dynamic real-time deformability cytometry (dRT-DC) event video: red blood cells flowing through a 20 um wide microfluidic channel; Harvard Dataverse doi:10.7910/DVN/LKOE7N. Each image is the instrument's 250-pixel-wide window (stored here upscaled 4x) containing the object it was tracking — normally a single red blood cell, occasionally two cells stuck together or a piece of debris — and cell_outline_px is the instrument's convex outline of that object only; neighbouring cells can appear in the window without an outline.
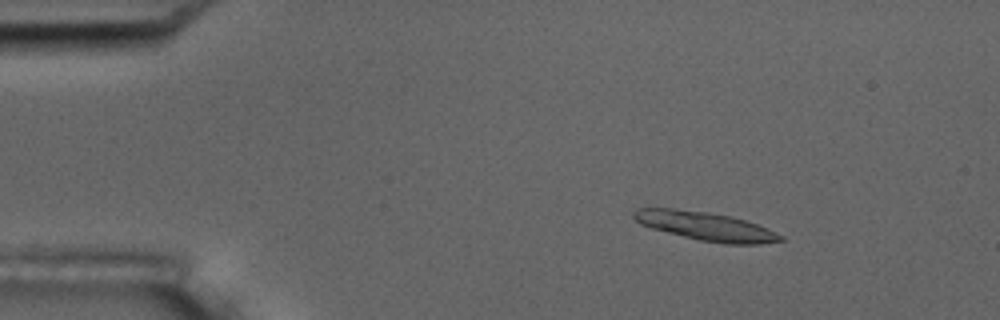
{"species": "common noctule bat (a hibernating species)", "species_latin": "Nyctalus noctula", "temperature_condition": "room temperature", "stored_images_in_passage": 5, "camera_frame_rate_fps": 3000, "um_per_image_px": 0.085, "animal": {"sex": "male", "body_mass_g": 17.5, "forearm_length_mm": 52.3}, "frame": {"image": 1, "passage_image": 3, "time_ms": 2.0, "image_size_px": [1000, 320], "cell_outline_px": [[784, 240], [760, 244], [724, 244], [700, 240], [652, 228], [640, 224], [632, 216], [632, 212], [636, 208], [672, 208], [704, 212], [732, 216], [756, 224], [784, 236]], "centroid_in_image_um": [59.97, 19.23], "position_along_channel_um": 25.0, "area_um2": 24.16}}